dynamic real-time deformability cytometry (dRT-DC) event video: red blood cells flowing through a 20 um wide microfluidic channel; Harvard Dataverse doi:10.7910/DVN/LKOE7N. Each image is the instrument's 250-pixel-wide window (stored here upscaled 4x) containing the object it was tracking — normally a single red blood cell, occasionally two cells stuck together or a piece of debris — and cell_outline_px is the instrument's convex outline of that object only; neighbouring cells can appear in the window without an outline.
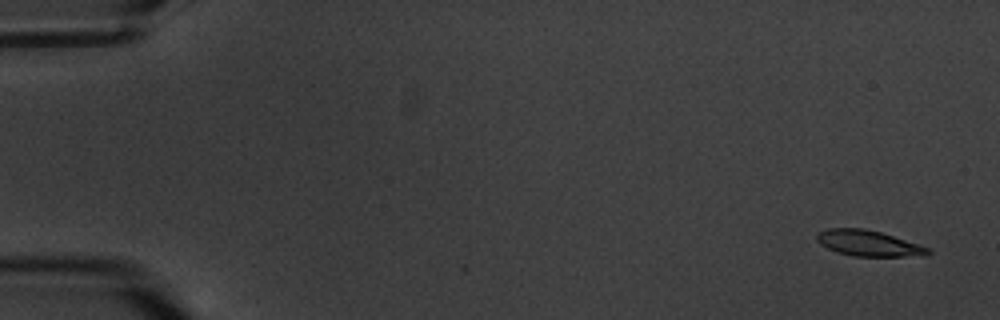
{"species": "common noctule bat (a hibernating species)", "species_latin": "Nyctalus noctula", "temperature_condition": "warm", "stored_images_in_passage": 5, "camera_frame_rate_fps": 3000, "um_per_image_px": 0.085, "animal": {"sex": "male", "body_mass_g": 20.1, "forearm_length_mm": 53.5}, "frame": {"image": 1, "passage_image": 1, "time_ms": 0.0, "image_size_px": [1000, 320], "cell_outline_px": [[932, 252], [924, 256], [852, 256], [836, 252], [820, 244], [816, 240], [816, 236], [820, 232], [828, 228], [864, 228], [880, 232], [928, 248]], "centroid_in_image_um": [73.78, 20.68], "position_along_channel_um": 11.2, "area_um2": 16.47}}
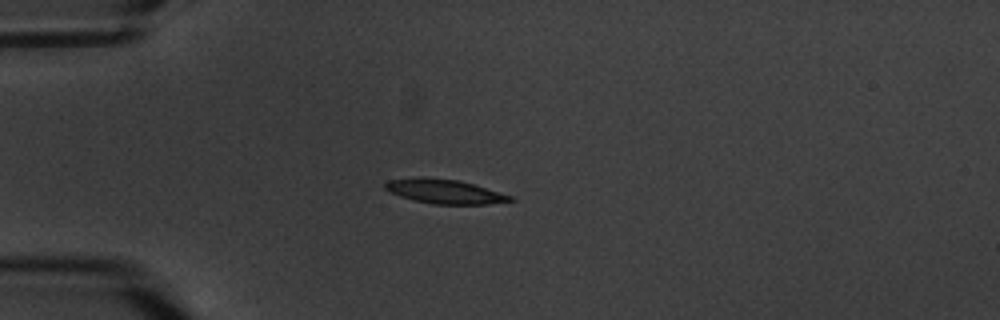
{"frame": {"image": 2, "passage_image": 5, "time_ms": 4.667, "image_size_px": [1000, 320], "cell_outline_px": [[516, 200], [488, 204], [432, 204], [400, 196], [388, 192], [384, 188], [384, 184], [388, 180], [420, 176], [456, 180], [472, 184], [512, 196]], "centroid_in_image_um": [37.74, 16.27], "position_along_channel_um": 47.3, "area_um2": 17.57}}